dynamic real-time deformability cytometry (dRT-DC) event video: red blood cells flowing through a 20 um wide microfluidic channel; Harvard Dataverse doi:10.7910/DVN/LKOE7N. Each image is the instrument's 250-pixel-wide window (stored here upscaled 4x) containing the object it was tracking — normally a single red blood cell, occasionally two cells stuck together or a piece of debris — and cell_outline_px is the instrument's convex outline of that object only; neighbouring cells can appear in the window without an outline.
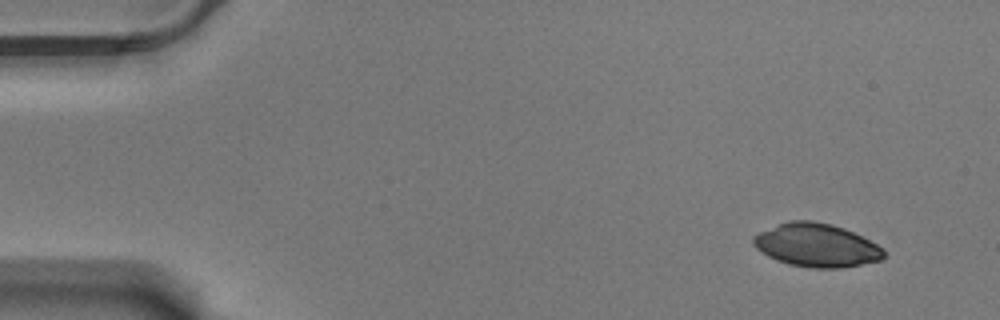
{"species": "Egyptian fruit bat (a non-hibernating species)", "species_latin": "Rousettus aegyptiacus", "temperature_condition": "warm", "stored_images_in_passage": 54, "camera_frame_rate_fps": 3000, "um_per_image_px": 0.085, "animal": {"sex": "male"}, "frame": {"image": 1, "passage_image": 1, "time_ms": 0.0, "image_size_px": [1000, 320], "cell_outline_px": [[884, 256], [880, 260], [840, 268], [808, 268], [788, 264], [776, 260], [768, 256], [756, 248], [752, 244], [752, 236], [760, 232], [788, 220], [812, 220], [832, 224], [844, 228], [884, 248]], "centroid_in_image_um": [69.36, 20.84], "position_along_channel_um": 15.6, "area_um2": 32.89}}
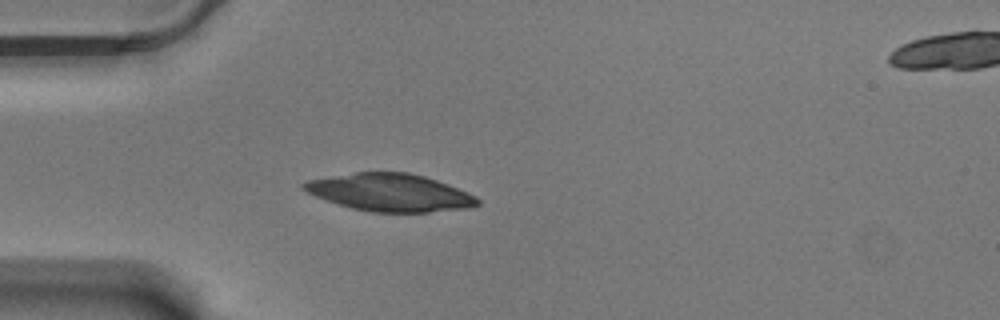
{"frame": {"image": 2, "passage_image": 13, "time_ms": 4.0, "image_size_px": [1000, 320], "cell_outline_px": [[480, 204], [468, 208], [428, 212], [372, 212], [352, 208], [316, 196], [300, 188], [300, 184], [308, 180], [356, 172], [408, 172], [424, 176], [448, 184], [468, 192], [476, 196], [480, 200]], "centroid_in_image_um": [33.18, 16.36], "position_along_channel_um": 51.8, "area_um2": 37.8}}
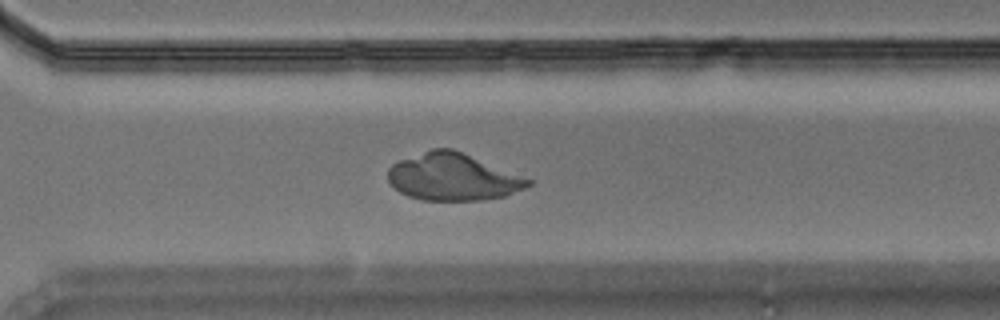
{"frame": {"image": 3, "passage_image": 38, "time_ms": 12.333, "image_size_px": [1000, 320], "cell_outline_px": [[532, 184], [524, 188], [504, 196], [484, 200], [424, 200], [408, 196], [400, 192], [388, 180], [388, 168], [392, 164], [400, 160], [432, 148], [452, 148], [532, 180]], "centroid_in_image_um": [38.47, 15.04], "position_along_channel_um": 332.1, "area_um2": 38.09}}